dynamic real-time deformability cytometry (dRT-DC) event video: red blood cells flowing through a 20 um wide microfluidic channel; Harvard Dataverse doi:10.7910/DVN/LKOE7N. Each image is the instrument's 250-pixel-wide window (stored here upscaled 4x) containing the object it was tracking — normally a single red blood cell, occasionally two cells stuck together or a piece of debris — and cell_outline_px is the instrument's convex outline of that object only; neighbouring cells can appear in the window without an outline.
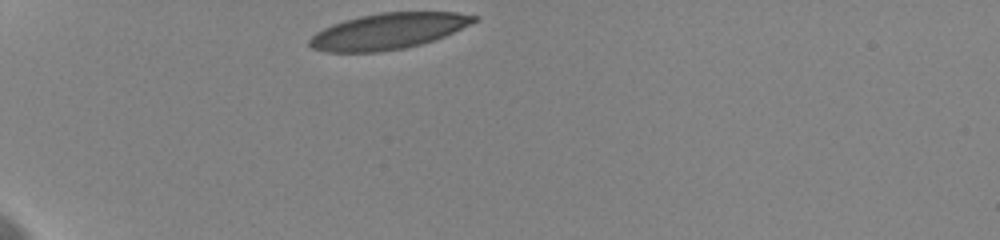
{"species": "human", "species_latin": "Homo sapiens", "temperature_condition": "cold", "stored_images_in_passage": 32, "camera_frame_rate_fps": 3000, "um_per_image_px": 0.085, "donor": {"sex": "female"}, "frame": {"image": 1, "passage_image": 1, "time_ms": 0.0, "image_size_px": [1000, 240], "cell_outline_px": [[476, 20], [444, 36], [420, 44], [404, 48], [380, 52], [324, 52], [312, 48], [308, 44], [308, 40], [316, 32], [332, 24], [344, 20], [360, 16], [380, 12], [456, 12], [476, 16]], "centroid_in_image_um": [32.91, 2.65], "position_along_channel_um": 52.1, "area_um2": 34.16}}
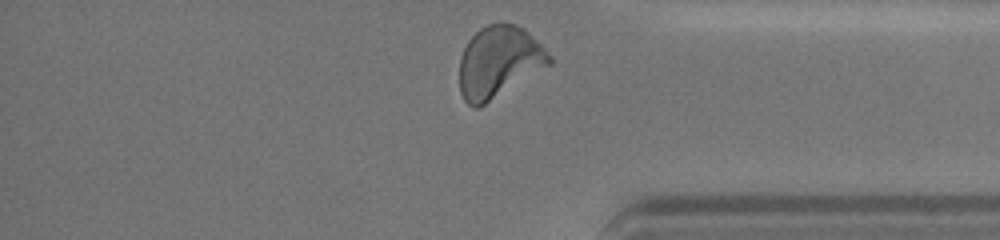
{"frame": {"image": 2, "passage_image": 32, "time_ms": 10.667, "image_size_px": [1000, 240], "cell_outline_px": [[552, 64], [484, 104], [476, 108], [472, 108], [464, 100], [460, 92], [460, 56], [468, 40], [480, 28], [488, 24], [500, 20], [516, 24], [524, 28], [552, 56]], "centroid_in_image_um": [42.4, 5.23], "position_along_channel_um": 392.8, "area_um2": 37.63}, "authors_computed_cell_mechanics": {"area_um2": 35.9227, "velocity_mm_per_s": 3.5714, "shape_relaxation_time_tau1_ms": 4.6792, "shape_relaxation_time_tau2_ms": 1.1911, "deformation_change_tau1": 0.1795, "deformation_change_tau2": 0.0839}}